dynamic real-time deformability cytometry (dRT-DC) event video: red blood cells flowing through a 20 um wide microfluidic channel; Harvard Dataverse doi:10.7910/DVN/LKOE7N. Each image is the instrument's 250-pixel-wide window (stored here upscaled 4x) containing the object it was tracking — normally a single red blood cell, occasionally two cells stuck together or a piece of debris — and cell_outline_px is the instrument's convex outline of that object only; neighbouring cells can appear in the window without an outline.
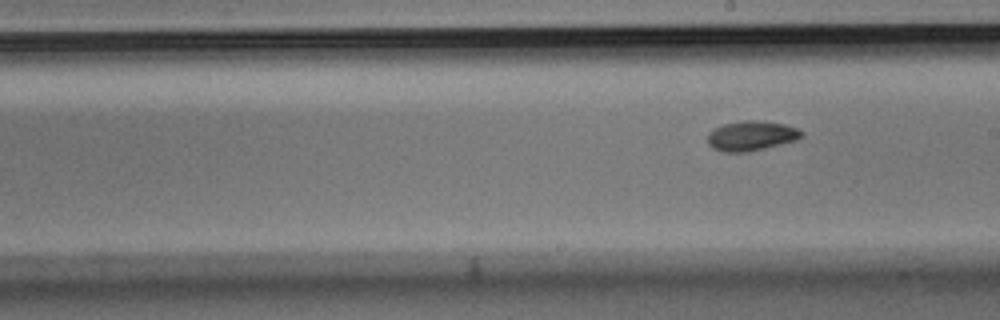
{"species": "Egyptian fruit bat (a non-hibernating species)", "species_latin": "Rousettus aegyptiacus", "temperature_condition": "room temperature", "stored_images_in_passage": 9, "segment_of_instrument_passage": [2, 2], "camera_frame_rate_fps": 3000, "um_per_image_px": 0.085, "animal": {"sex": "male"}, "frame": {"image": 1, "passage_image": 9, "time_ms": 2.667, "image_size_px": [1000, 320], "cell_outline_px": [[804, 132], [796, 140], [748, 152], [724, 152], [712, 148], [708, 144], [708, 132], [724, 124], [744, 120], [756, 120], [784, 124], [796, 128]], "centroid_in_image_um": [63.83, 11.54], "position_along_channel_um": 225.2, "area_um2": 16.13}}